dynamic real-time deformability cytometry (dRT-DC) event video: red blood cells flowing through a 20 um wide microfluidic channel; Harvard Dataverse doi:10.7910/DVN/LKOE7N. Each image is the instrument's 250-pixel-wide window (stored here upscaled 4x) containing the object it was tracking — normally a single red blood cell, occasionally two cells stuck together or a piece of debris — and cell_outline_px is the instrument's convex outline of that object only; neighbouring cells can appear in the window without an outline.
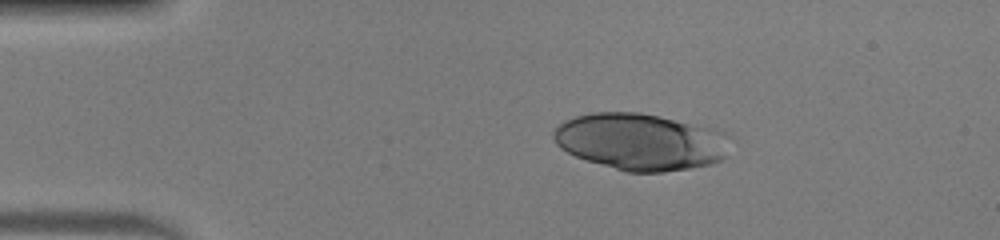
{"species": "human", "species_latin": "Homo sapiens", "temperature_condition": "warm", "stored_images_in_passage": 40, "camera_frame_rate_fps": 3000, "um_per_image_px": 0.085, "donor": {"sex": "male"}, "frame": {"image": 1, "passage_image": 1, "time_ms": 0.0, "image_size_px": [1000, 240], "cell_outline_px": [[736, 140], [724, 156], [720, 160], [712, 164], [664, 172], [628, 172], [588, 160], [576, 156], [560, 148], [556, 144], [552, 136], [552, 132], [564, 120], [576, 116], [592, 112], [640, 112], [716, 128], [732, 132]], "centroid_in_image_um": [54.56, 12.03], "position_along_channel_um": 30.4, "area_um2": 59.25}}